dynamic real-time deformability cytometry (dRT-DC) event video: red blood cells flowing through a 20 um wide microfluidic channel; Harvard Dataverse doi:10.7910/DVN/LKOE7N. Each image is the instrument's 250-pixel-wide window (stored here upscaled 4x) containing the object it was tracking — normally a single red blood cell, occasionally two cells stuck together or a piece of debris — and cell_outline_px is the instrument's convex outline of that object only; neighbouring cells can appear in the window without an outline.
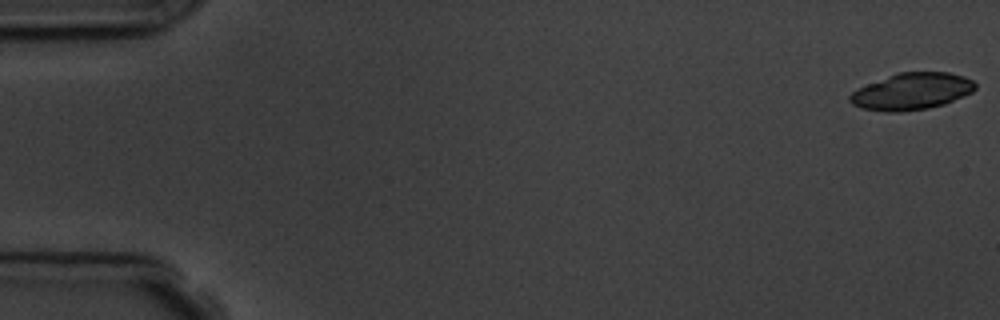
{"species": "common noctule bat (a hibernating species)", "species_latin": "Nyctalus noctula", "temperature_condition": "room temperature", "stored_images_in_passage": 5, "camera_frame_rate_fps": 3000, "um_per_image_px": 0.085, "animal": {"sex": "male", "body_mass_g": 19.5, "forearm_length_mm": 54.6}, "frame": {"image": 1, "passage_image": 1, "time_ms": 0.0, "image_size_px": [1000, 320], "cell_outline_px": [[976, 88], [972, 92], [964, 96], [944, 104], [928, 108], [900, 112], [884, 112], [860, 108], [852, 104], [848, 100], [848, 96], [856, 88], [888, 76], [900, 72], [948, 72], [964, 76], [972, 80], [976, 84]], "centroid_in_image_um": [77.47, 7.77], "position_along_channel_um": 7.5, "area_um2": 26.99}}